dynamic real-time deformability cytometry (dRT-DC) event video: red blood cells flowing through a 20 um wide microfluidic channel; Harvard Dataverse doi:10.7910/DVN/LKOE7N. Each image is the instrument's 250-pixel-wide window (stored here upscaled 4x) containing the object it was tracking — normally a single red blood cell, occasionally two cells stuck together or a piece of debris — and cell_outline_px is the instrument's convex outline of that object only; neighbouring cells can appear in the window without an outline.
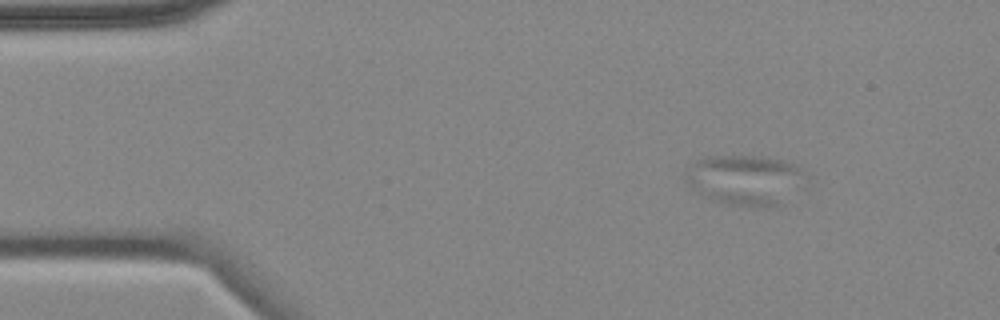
{"species": "common noctule bat (a hibernating species)", "species_latin": "Nyctalus noctula", "temperature_condition": "cold", "stored_images_in_passage": 4, "camera_frame_rate_fps": 3000, "um_per_image_px": 0.085, "animal": {"sex": "female", "body_mass_g": 18.4}, "frame": {"image": 1, "passage_image": 3, "time_ms": 2.667, "image_size_px": [1000, 320], "cell_outline_px": [[804, 172], [776, 204], [772, 208], [752, 208], [712, 200], [696, 192], [688, 184], [688, 176], [692, 164], [696, 160], [704, 156], [764, 156], [784, 160], [796, 164]], "centroid_in_image_um": [63.2, 15.26], "position_along_channel_um": 21.8, "area_um2": 33.58}}